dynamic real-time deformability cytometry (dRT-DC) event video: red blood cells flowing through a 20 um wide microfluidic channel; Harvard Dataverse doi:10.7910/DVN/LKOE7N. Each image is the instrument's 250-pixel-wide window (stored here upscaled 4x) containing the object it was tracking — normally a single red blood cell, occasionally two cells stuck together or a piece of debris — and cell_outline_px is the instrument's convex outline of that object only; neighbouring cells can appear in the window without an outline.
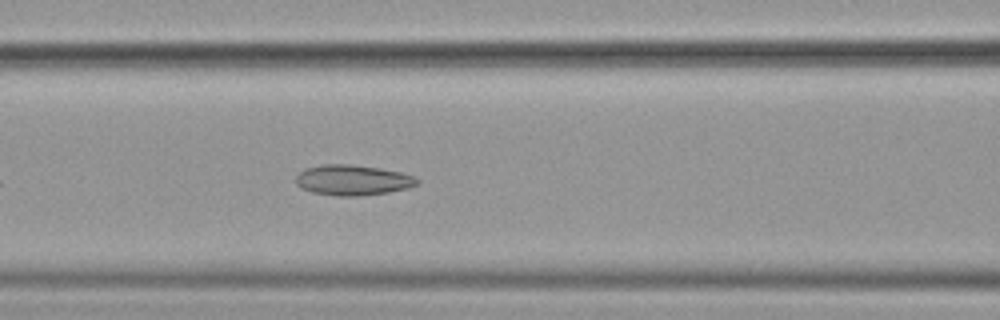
{"species": "common noctule bat (a hibernating species)", "species_latin": "Nyctalus noctula", "temperature_condition": "cold", "stored_images_in_passage": 37, "camera_frame_rate_fps": 3000, "um_per_image_px": 0.085, "animal": {"sex": "female", "body_mass_g": 19.9}, "frame": {"image": 1, "passage_image": 11, "time_ms": 3.333, "image_size_px": [1000, 320], "cell_outline_px": [[420, 180], [416, 184], [408, 188], [388, 192], [356, 196], [336, 196], [312, 192], [296, 184], [296, 176], [304, 168], [324, 164], [348, 164], [380, 168], [400, 172], [412, 176]], "centroid_in_image_um": [29.96, 15.3], "position_along_channel_um": 136.6, "area_um2": 21.33}}
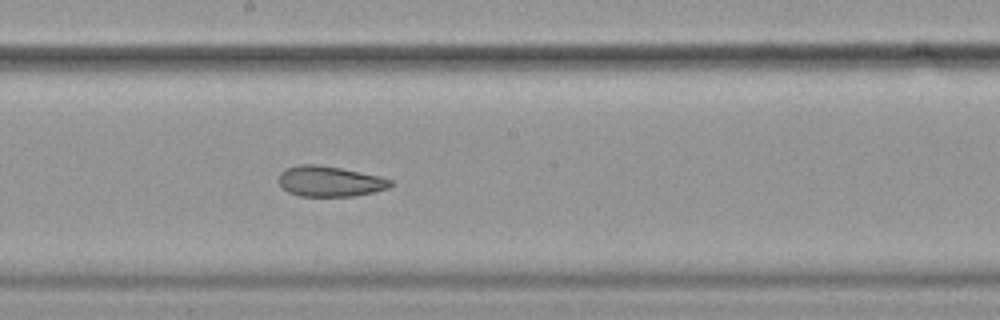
{"frame": {"image": 2, "passage_image": 18, "time_ms": 5.667, "image_size_px": [1000, 320], "cell_outline_px": [[392, 184], [388, 188], [356, 196], [300, 196], [288, 192], [280, 184], [280, 172], [288, 168], [300, 164], [316, 164], [340, 168], [380, 176], [392, 180]], "centroid_in_image_um": [28.05, 15.41], "position_along_channel_um": 220.2, "area_um2": 19.65}}
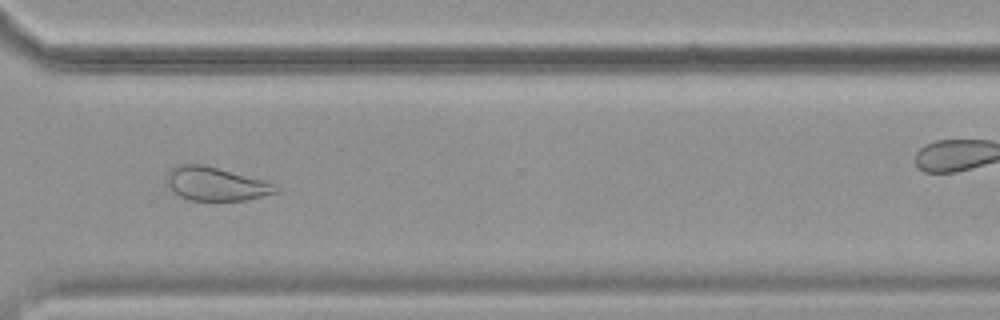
{"frame": {"image": 3, "passage_image": 29, "time_ms": 9.333, "image_size_px": [1000, 320], "cell_outline_px": [[280, 188], [276, 192], [248, 200], [188, 200], [172, 192], [168, 184], [168, 172], [172, 168], [180, 164], [204, 164], [280, 184]], "centroid_in_image_um": [18.39, 15.63], "position_along_channel_um": 352.2, "area_um2": 21.44}, "authors_computed_cell_mechanics": {"area_um2": 21.4438, "velocity_mm_per_s": 3.602, "shape_relaxation_time_tau1_ms": null, "shape_relaxation_time_tau2_ms": 3.6496, "deformation_change_tau1": null, "deformation_change_tau2": 0.111}}